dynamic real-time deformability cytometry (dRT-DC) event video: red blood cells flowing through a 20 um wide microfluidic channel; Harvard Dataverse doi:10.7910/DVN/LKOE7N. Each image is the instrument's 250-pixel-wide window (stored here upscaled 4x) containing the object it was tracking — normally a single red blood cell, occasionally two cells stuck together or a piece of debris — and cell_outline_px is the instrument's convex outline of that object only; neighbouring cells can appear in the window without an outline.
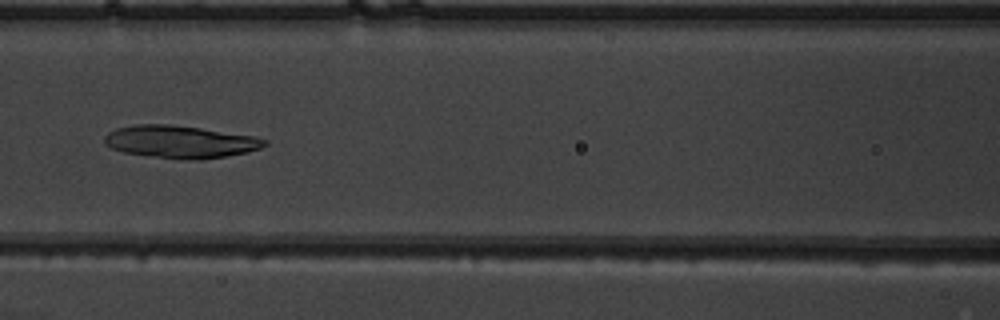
{"species": "common noctule bat (a hibernating species)", "species_latin": "Nyctalus noctula", "temperature_condition": "warm", "stored_images_in_passage": 50, "camera_frame_rate_fps": 3000, "um_per_image_px": 0.085, "animal": {"sex": "male", "body_mass_g": 19.5, "forearm_length_mm": 54.6}, "frame": {"image": 1, "passage_image": 22, "time_ms": 7.0, "image_size_px": [1000, 320], "cell_outline_px": [[268, 144], [260, 148], [248, 152], [200, 160], [196, 160], [156, 156], [124, 152], [112, 148], [104, 144], [104, 136], [108, 132], [116, 128], [136, 124], [172, 124], [256, 136], [268, 140]], "centroid_in_image_um": [15.34, 12.03], "position_along_channel_um": 151.3, "area_um2": 30.17}}
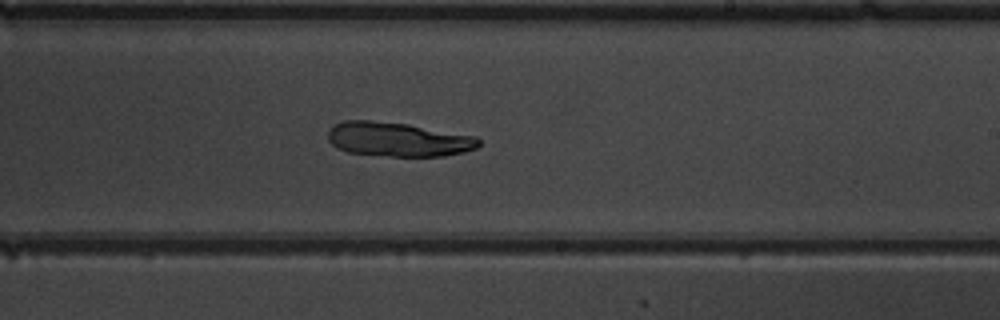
{"frame": {"image": 2, "passage_image": 30, "time_ms": 9.667, "image_size_px": [1000, 320], "cell_outline_px": [[480, 144], [476, 148], [464, 152], [444, 156], [392, 156], [348, 152], [336, 148], [328, 140], [328, 132], [336, 124], [344, 120], [368, 120], [408, 124], [476, 136], [480, 140]], "centroid_in_image_um": [33.85, 11.85], "position_along_channel_um": 255.2, "area_um2": 30.0}}
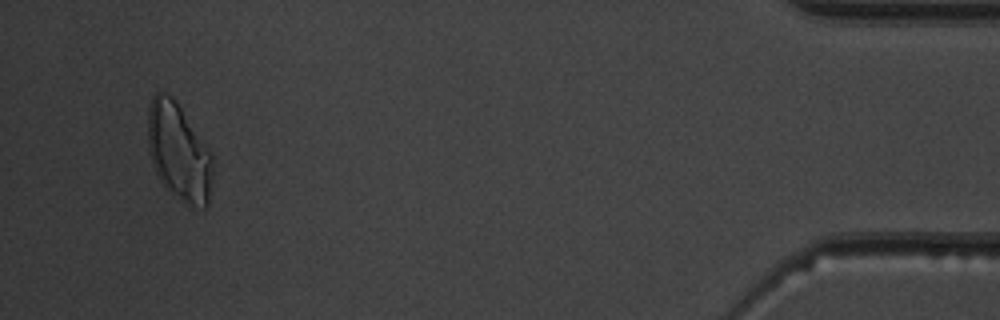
{"frame": {"image": 3, "passage_image": 48, "time_ms": 15.667, "image_size_px": [1000, 320], "cell_outline_px": [[212, 176], [208, 208], [204, 208], [188, 204], [168, 192], [164, 188], [152, 164], [148, 152], [148, 108], [152, 96], [156, 92], [164, 92], [172, 96], [212, 156]], "centroid_in_image_um": [15.16, 12.95], "position_along_channel_um": 420.0, "area_um2": 36.47}}